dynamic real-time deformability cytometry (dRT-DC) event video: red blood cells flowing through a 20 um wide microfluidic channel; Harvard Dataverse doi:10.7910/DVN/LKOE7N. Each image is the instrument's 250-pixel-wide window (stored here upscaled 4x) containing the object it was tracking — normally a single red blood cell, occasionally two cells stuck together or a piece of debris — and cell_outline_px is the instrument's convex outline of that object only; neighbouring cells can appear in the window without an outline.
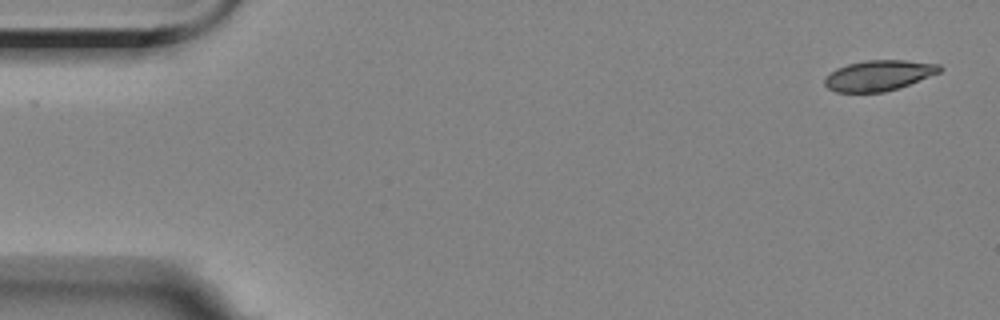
{"species": "Egyptian fruit bat (a non-hibernating species)", "species_latin": "Rousettus aegyptiacus", "temperature_condition": "room temperature", "stored_images_in_passage": 5, "camera_frame_rate_fps": 3000, "um_per_image_px": 0.085, "animal": {"sex": "female"}, "frame": {"image": 1, "passage_image": 1, "time_ms": 0.0, "image_size_px": [1000, 320], "cell_outline_px": [[944, 68], [940, 72], [900, 88], [884, 92], [836, 92], [828, 88], [824, 84], [824, 80], [836, 68], [848, 64], [864, 60], [904, 60], [940, 64]], "centroid_in_image_um": [74.72, 6.41], "position_along_channel_um": 10.3, "area_um2": 20.46}}
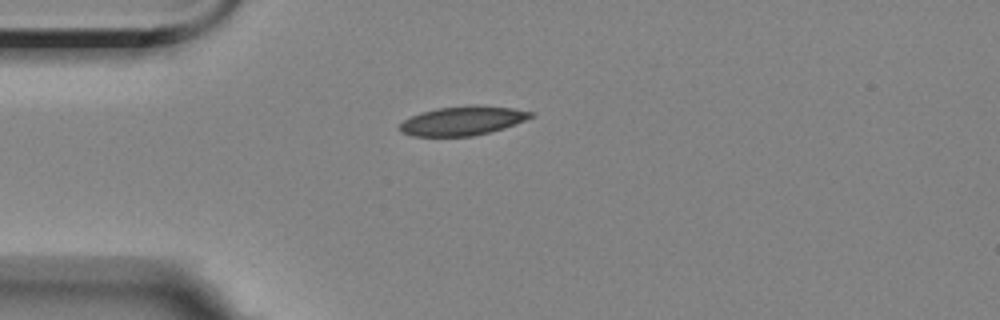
{"frame": {"image": 2, "passage_image": 4, "time_ms": 4.0, "image_size_px": [1000, 320], "cell_outline_px": [[536, 116], [504, 128], [472, 136], [412, 136], [400, 132], [396, 128], [404, 120], [420, 112], [436, 108], [472, 104], [476, 104], [512, 108], [536, 112]], "centroid_in_image_um": [39.33, 10.25], "position_along_channel_um": 45.7, "area_um2": 22.54}}
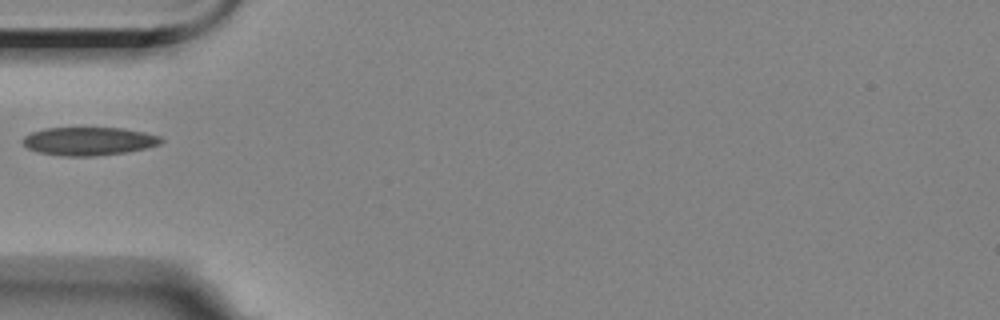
{"frame": {"image": 3, "passage_image": 5, "time_ms": 5.333, "image_size_px": [1000, 320], "cell_outline_px": [[164, 140], [160, 144], [144, 148], [124, 152], [96, 156], [64, 156], [36, 152], [28, 148], [20, 140], [24, 136], [32, 132], [44, 128], [124, 128], [144, 132], [160, 136]], "centroid_in_image_um": [7.52, 12.0], "position_along_channel_um": 77.5, "area_um2": 22.77}}